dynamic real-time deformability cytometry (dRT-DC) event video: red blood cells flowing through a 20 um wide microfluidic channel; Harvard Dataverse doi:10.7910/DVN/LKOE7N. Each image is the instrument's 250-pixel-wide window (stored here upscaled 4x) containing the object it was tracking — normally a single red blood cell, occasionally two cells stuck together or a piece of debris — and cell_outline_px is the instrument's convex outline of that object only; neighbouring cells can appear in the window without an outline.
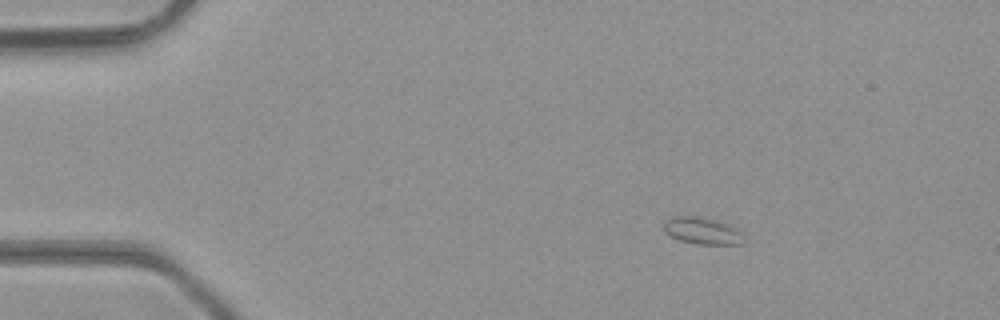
{"species": "common noctule bat (a hibernating species)", "species_latin": "Nyctalus noctula", "temperature_condition": "room temperature", "stored_images_in_passage": 4, "camera_frame_rate_fps": 3000, "um_per_image_px": 0.085, "animal": {"sex": "male", "body_mass_g": 23.1, "forearm_length_mm": 52.7}, "frame": {"image": 1, "passage_image": 2, "time_ms": 0.333, "image_size_px": [1000, 320], "cell_outline_px": [[744, 244], [696, 244], [680, 240], [664, 232], [664, 220], [672, 216], [696, 216], [716, 220], [728, 224], [736, 228], [740, 232]], "centroid_in_image_um": [59.66, 19.61], "position_along_channel_um": 25.3, "area_um2": 12.48}}
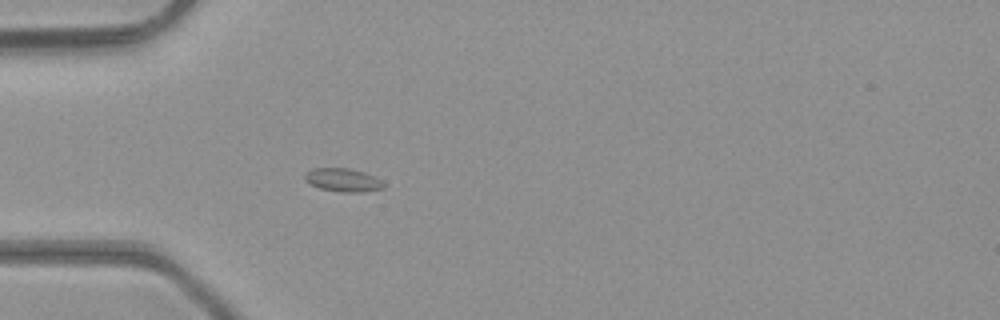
{"frame": {"image": 2, "passage_image": 4, "time_ms": 1.0, "image_size_px": [1000, 320], "cell_outline_px": [[384, 188], [364, 192], [340, 192], [320, 188], [304, 180], [304, 176], [312, 168], [348, 168], [364, 172], [380, 180], [384, 184]], "centroid_in_image_um": [29.15, 15.3], "position_along_channel_um": 55.8, "area_um2": 10.58}}